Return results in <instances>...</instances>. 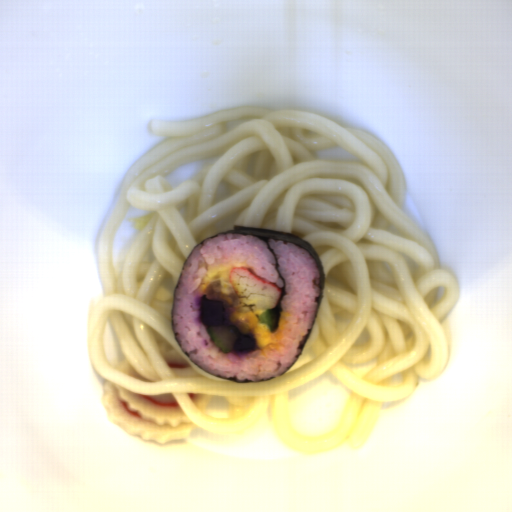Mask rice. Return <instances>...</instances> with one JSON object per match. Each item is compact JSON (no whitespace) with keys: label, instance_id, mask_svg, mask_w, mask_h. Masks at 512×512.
<instances>
[{"label":"rice","instance_id":"rice-1","mask_svg":"<svg viewBox=\"0 0 512 512\" xmlns=\"http://www.w3.org/2000/svg\"><path fill=\"white\" fill-rule=\"evenodd\" d=\"M279 263L268 249L265 240L253 235L221 233L205 239L196 246L187 259L175 289L172 326L183 352L192 362L213 376L234 378L238 381H260L283 374L302 352L299 348L303 336L311 330L320 296V271L316 260L304 248L292 242L269 239ZM237 261L249 263L259 277L284 285L286 295L280 301L278 329L268 347L252 351L223 352L213 342L207 327L200 321L198 288L206 274L207 266ZM279 272L283 280L279 278Z\"/></svg>","mask_w":512,"mask_h":512},{"label":"rice","instance_id":"rice-2","mask_svg":"<svg viewBox=\"0 0 512 512\" xmlns=\"http://www.w3.org/2000/svg\"><path fill=\"white\" fill-rule=\"evenodd\" d=\"M205 295L208 300L222 301L224 306L236 307L239 305H247L238 295L237 292L225 294L221 290V283L219 281L209 284L206 288ZM248 306V305H247Z\"/></svg>","mask_w":512,"mask_h":512}]
</instances>
